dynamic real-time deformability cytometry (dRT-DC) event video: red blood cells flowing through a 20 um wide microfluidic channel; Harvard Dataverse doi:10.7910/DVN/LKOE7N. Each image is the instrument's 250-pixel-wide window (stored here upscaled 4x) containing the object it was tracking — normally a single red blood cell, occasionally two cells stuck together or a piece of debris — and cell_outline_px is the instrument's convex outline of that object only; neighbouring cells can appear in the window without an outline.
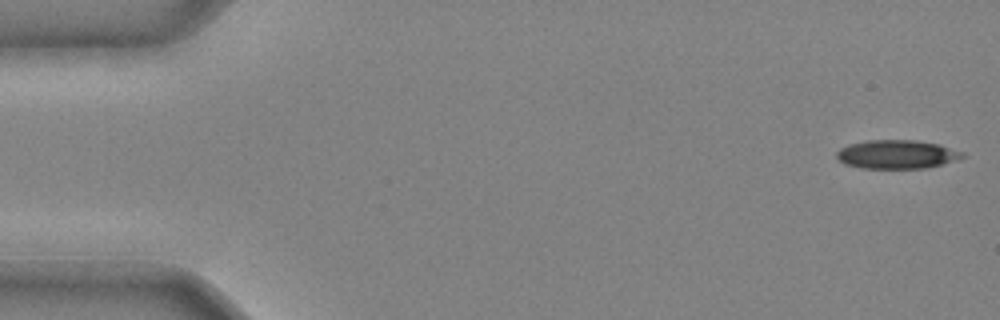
{"species": "common noctule bat (a hibernating species)", "species_latin": "Nyctalus noctula", "temperature_condition": "cold", "stored_images_in_passage": 41, "camera_frame_rate_fps": 3000, "um_per_image_px": 0.085, "animal": {"sex": "male", "body_mass_g": 20.4}, "frame": {"image": 1, "passage_image": 1, "time_ms": 0.0, "image_size_px": [1000, 320], "cell_outline_px": [[964, 156], [956, 160], [924, 168], [860, 168], [844, 164], [836, 156], [836, 152], [840, 148], [848, 144], [868, 140], [916, 140], [940, 144], [964, 152]], "centroid_in_image_um": [76.21, 13.11], "position_along_channel_um": 8.8, "area_um2": 21.04}}
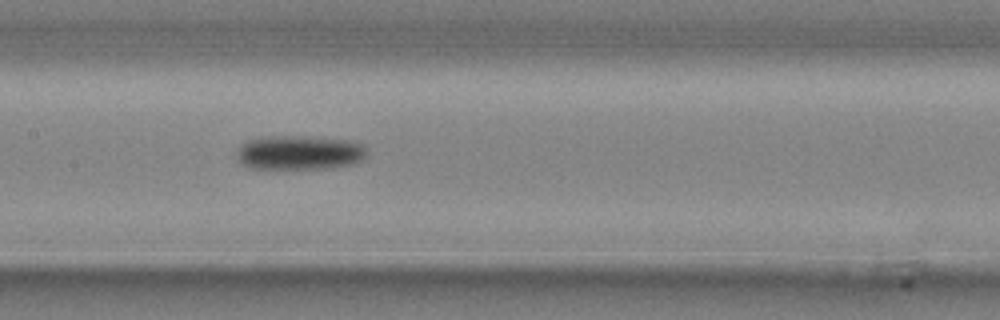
{"frame": {"image": 2, "passage_image": 21, "time_ms": 6.667, "image_size_px": [1000, 320], "cell_outline_px": [[368, 152], [364, 160], [352, 164], [332, 168], [248, 168], [236, 160], [236, 152], [248, 140], [260, 136], [300, 136], [352, 140], [364, 144], [368, 148]], "centroid_in_image_um": [25.5, 12.96], "position_along_channel_um": 181.9, "area_um2": 26.41}}
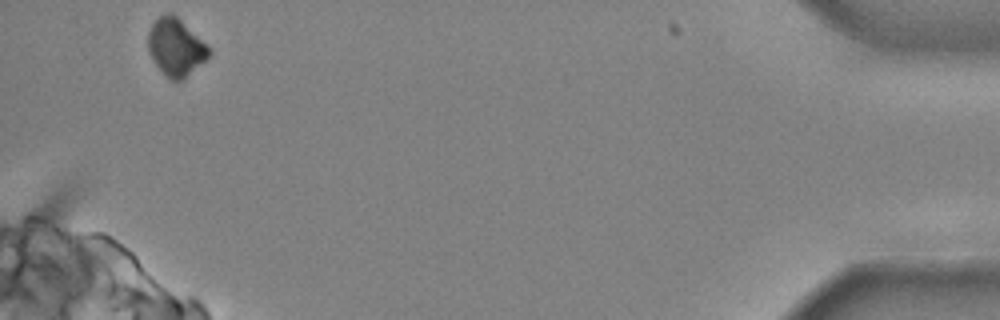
{"frame": {"image": 3, "passage_image": 41, "time_ms": 13.333, "image_size_px": [1000, 320], "cell_outline_px": [[212, 52], [208, 60], [180, 80], [172, 80], [152, 60], [148, 52], [148, 32], [152, 24], [160, 16], [168, 12], [172, 12], [208, 44]], "centroid_in_image_um": [14.98, 3.99], "position_along_channel_um": 420.2, "area_um2": 20.35}}